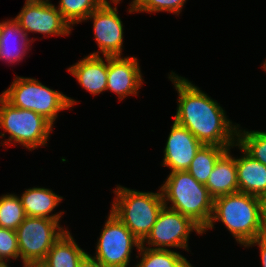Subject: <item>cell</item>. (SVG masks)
Here are the masks:
<instances>
[{"instance_id": "obj_11", "label": "cell", "mask_w": 266, "mask_h": 267, "mask_svg": "<svg viewBox=\"0 0 266 267\" xmlns=\"http://www.w3.org/2000/svg\"><path fill=\"white\" fill-rule=\"evenodd\" d=\"M118 4L120 3L104 2L85 19L86 22L92 20L94 39L99 48L89 55L102 54L103 57L123 55L124 25L118 15Z\"/></svg>"}, {"instance_id": "obj_32", "label": "cell", "mask_w": 266, "mask_h": 267, "mask_svg": "<svg viewBox=\"0 0 266 267\" xmlns=\"http://www.w3.org/2000/svg\"><path fill=\"white\" fill-rule=\"evenodd\" d=\"M104 2H109L108 0H103ZM111 3H120L122 0H110Z\"/></svg>"}, {"instance_id": "obj_1", "label": "cell", "mask_w": 266, "mask_h": 267, "mask_svg": "<svg viewBox=\"0 0 266 267\" xmlns=\"http://www.w3.org/2000/svg\"><path fill=\"white\" fill-rule=\"evenodd\" d=\"M169 73L167 78L178 93L176 113L172 116L174 121L188 129L203 145L226 149L236 145L239 124L228 118L220 103L188 78L175 71Z\"/></svg>"}, {"instance_id": "obj_8", "label": "cell", "mask_w": 266, "mask_h": 267, "mask_svg": "<svg viewBox=\"0 0 266 267\" xmlns=\"http://www.w3.org/2000/svg\"><path fill=\"white\" fill-rule=\"evenodd\" d=\"M106 218L97 238L96 252L94 256L88 255L103 267L131 266V253L134 248L140 249L141 242L111 211Z\"/></svg>"}, {"instance_id": "obj_6", "label": "cell", "mask_w": 266, "mask_h": 267, "mask_svg": "<svg viewBox=\"0 0 266 267\" xmlns=\"http://www.w3.org/2000/svg\"><path fill=\"white\" fill-rule=\"evenodd\" d=\"M1 95L14 107L32 110L53 126L61 111L74 108L79 101L59 90H53L38 79L15 75L11 85Z\"/></svg>"}, {"instance_id": "obj_13", "label": "cell", "mask_w": 266, "mask_h": 267, "mask_svg": "<svg viewBox=\"0 0 266 267\" xmlns=\"http://www.w3.org/2000/svg\"><path fill=\"white\" fill-rule=\"evenodd\" d=\"M202 145L188 129L173 120L160 165L170 169V172L187 171Z\"/></svg>"}, {"instance_id": "obj_4", "label": "cell", "mask_w": 266, "mask_h": 267, "mask_svg": "<svg viewBox=\"0 0 266 267\" xmlns=\"http://www.w3.org/2000/svg\"><path fill=\"white\" fill-rule=\"evenodd\" d=\"M116 186L110 211L142 242L165 206L161 190L145 192L119 184Z\"/></svg>"}, {"instance_id": "obj_31", "label": "cell", "mask_w": 266, "mask_h": 267, "mask_svg": "<svg viewBox=\"0 0 266 267\" xmlns=\"http://www.w3.org/2000/svg\"><path fill=\"white\" fill-rule=\"evenodd\" d=\"M23 267H43L41 264H28L24 265Z\"/></svg>"}, {"instance_id": "obj_10", "label": "cell", "mask_w": 266, "mask_h": 267, "mask_svg": "<svg viewBox=\"0 0 266 267\" xmlns=\"http://www.w3.org/2000/svg\"><path fill=\"white\" fill-rule=\"evenodd\" d=\"M14 19L27 37L31 33L49 36H68L73 30L64 20L51 0H25L24 6Z\"/></svg>"}, {"instance_id": "obj_28", "label": "cell", "mask_w": 266, "mask_h": 267, "mask_svg": "<svg viewBox=\"0 0 266 267\" xmlns=\"http://www.w3.org/2000/svg\"><path fill=\"white\" fill-rule=\"evenodd\" d=\"M79 267H103L98 261L94 260L92 257L87 255L82 262L80 263Z\"/></svg>"}, {"instance_id": "obj_2", "label": "cell", "mask_w": 266, "mask_h": 267, "mask_svg": "<svg viewBox=\"0 0 266 267\" xmlns=\"http://www.w3.org/2000/svg\"><path fill=\"white\" fill-rule=\"evenodd\" d=\"M221 222L240 246L263 235L261 197L236 192L214 199L210 222L203 230H211Z\"/></svg>"}, {"instance_id": "obj_19", "label": "cell", "mask_w": 266, "mask_h": 267, "mask_svg": "<svg viewBox=\"0 0 266 267\" xmlns=\"http://www.w3.org/2000/svg\"><path fill=\"white\" fill-rule=\"evenodd\" d=\"M67 230L51 247L41 263L43 267H79L82 260L89 254L82 249Z\"/></svg>"}, {"instance_id": "obj_7", "label": "cell", "mask_w": 266, "mask_h": 267, "mask_svg": "<svg viewBox=\"0 0 266 267\" xmlns=\"http://www.w3.org/2000/svg\"><path fill=\"white\" fill-rule=\"evenodd\" d=\"M67 230L57 220L26 217L16 229L19 258L23 266L41 264L53 244Z\"/></svg>"}, {"instance_id": "obj_9", "label": "cell", "mask_w": 266, "mask_h": 267, "mask_svg": "<svg viewBox=\"0 0 266 267\" xmlns=\"http://www.w3.org/2000/svg\"><path fill=\"white\" fill-rule=\"evenodd\" d=\"M192 232L203 235V230L189 217L164 206L150 233L141 246L151 249H183L189 252V239Z\"/></svg>"}, {"instance_id": "obj_22", "label": "cell", "mask_w": 266, "mask_h": 267, "mask_svg": "<svg viewBox=\"0 0 266 267\" xmlns=\"http://www.w3.org/2000/svg\"><path fill=\"white\" fill-rule=\"evenodd\" d=\"M103 3V0H59L56 8L73 29L76 24L85 22V19Z\"/></svg>"}, {"instance_id": "obj_24", "label": "cell", "mask_w": 266, "mask_h": 267, "mask_svg": "<svg viewBox=\"0 0 266 267\" xmlns=\"http://www.w3.org/2000/svg\"><path fill=\"white\" fill-rule=\"evenodd\" d=\"M237 144L253 159L266 166V131L237 129Z\"/></svg>"}, {"instance_id": "obj_27", "label": "cell", "mask_w": 266, "mask_h": 267, "mask_svg": "<svg viewBox=\"0 0 266 267\" xmlns=\"http://www.w3.org/2000/svg\"><path fill=\"white\" fill-rule=\"evenodd\" d=\"M257 246L259 247V254L261 260V267H266V236L262 235L253 241L249 242L244 248L249 249L250 247Z\"/></svg>"}, {"instance_id": "obj_21", "label": "cell", "mask_w": 266, "mask_h": 267, "mask_svg": "<svg viewBox=\"0 0 266 267\" xmlns=\"http://www.w3.org/2000/svg\"><path fill=\"white\" fill-rule=\"evenodd\" d=\"M225 147L202 145L187 171L200 183L206 184L218 159L227 151Z\"/></svg>"}, {"instance_id": "obj_30", "label": "cell", "mask_w": 266, "mask_h": 267, "mask_svg": "<svg viewBox=\"0 0 266 267\" xmlns=\"http://www.w3.org/2000/svg\"><path fill=\"white\" fill-rule=\"evenodd\" d=\"M8 263L10 264V262L0 260V267H11Z\"/></svg>"}, {"instance_id": "obj_23", "label": "cell", "mask_w": 266, "mask_h": 267, "mask_svg": "<svg viewBox=\"0 0 266 267\" xmlns=\"http://www.w3.org/2000/svg\"><path fill=\"white\" fill-rule=\"evenodd\" d=\"M19 195L6 193L0 196V227L16 231L26 218Z\"/></svg>"}, {"instance_id": "obj_14", "label": "cell", "mask_w": 266, "mask_h": 267, "mask_svg": "<svg viewBox=\"0 0 266 267\" xmlns=\"http://www.w3.org/2000/svg\"><path fill=\"white\" fill-rule=\"evenodd\" d=\"M104 58V59H103ZM67 71L93 96L106 92L108 57L87 55L70 65Z\"/></svg>"}, {"instance_id": "obj_33", "label": "cell", "mask_w": 266, "mask_h": 267, "mask_svg": "<svg viewBox=\"0 0 266 267\" xmlns=\"http://www.w3.org/2000/svg\"><path fill=\"white\" fill-rule=\"evenodd\" d=\"M263 66H261L262 68H263V70L266 72V59L264 60V62H263V64H262Z\"/></svg>"}, {"instance_id": "obj_20", "label": "cell", "mask_w": 266, "mask_h": 267, "mask_svg": "<svg viewBox=\"0 0 266 267\" xmlns=\"http://www.w3.org/2000/svg\"><path fill=\"white\" fill-rule=\"evenodd\" d=\"M177 252V250L151 249L140 246L132 267H194L187 257ZM140 257V258H139Z\"/></svg>"}, {"instance_id": "obj_3", "label": "cell", "mask_w": 266, "mask_h": 267, "mask_svg": "<svg viewBox=\"0 0 266 267\" xmlns=\"http://www.w3.org/2000/svg\"><path fill=\"white\" fill-rule=\"evenodd\" d=\"M164 205L189 217L202 230L210 222L214 198L205 184L198 182L188 171L170 172L159 186Z\"/></svg>"}, {"instance_id": "obj_12", "label": "cell", "mask_w": 266, "mask_h": 267, "mask_svg": "<svg viewBox=\"0 0 266 267\" xmlns=\"http://www.w3.org/2000/svg\"><path fill=\"white\" fill-rule=\"evenodd\" d=\"M143 84L144 77L137 57H108L106 91L115 93L119 102L128 96H138Z\"/></svg>"}, {"instance_id": "obj_18", "label": "cell", "mask_w": 266, "mask_h": 267, "mask_svg": "<svg viewBox=\"0 0 266 267\" xmlns=\"http://www.w3.org/2000/svg\"><path fill=\"white\" fill-rule=\"evenodd\" d=\"M230 147L217 161L213 171L209 174L207 187L210 195L217 197L239 192L237 181L236 157L232 155Z\"/></svg>"}, {"instance_id": "obj_17", "label": "cell", "mask_w": 266, "mask_h": 267, "mask_svg": "<svg viewBox=\"0 0 266 267\" xmlns=\"http://www.w3.org/2000/svg\"><path fill=\"white\" fill-rule=\"evenodd\" d=\"M235 147L241 152L240 157H236L239 192L262 198L266 195V166L253 159L238 144Z\"/></svg>"}, {"instance_id": "obj_29", "label": "cell", "mask_w": 266, "mask_h": 267, "mask_svg": "<svg viewBox=\"0 0 266 267\" xmlns=\"http://www.w3.org/2000/svg\"><path fill=\"white\" fill-rule=\"evenodd\" d=\"M261 211L263 235L266 236V195L261 198Z\"/></svg>"}, {"instance_id": "obj_5", "label": "cell", "mask_w": 266, "mask_h": 267, "mask_svg": "<svg viewBox=\"0 0 266 267\" xmlns=\"http://www.w3.org/2000/svg\"><path fill=\"white\" fill-rule=\"evenodd\" d=\"M53 125L42 115L32 110L14 107L0 94V132L1 146L8 147L14 144L33 151L49 144ZM6 132V134H5Z\"/></svg>"}, {"instance_id": "obj_26", "label": "cell", "mask_w": 266, "mask_h": 267, "mask_svg": "<svg viewBox=\"0 0 266 267\" xmlns=\"http://www.w3.org/2000/svg\"><path fill=\"white\" fill-rule=\"evenodd\" d=\"M11 259L20 260L17 233L0 227V260L11 263Z\"/></svg>"}, {"instance_id": "obj_16", "label": "cell", "mask_w": 266, "mask_h": 267, "mask_svg": "<svg viewBox=\"0 0 266 267\" xmlns=\"http://www.w3.org/2000/svg\"><path fill=\"white\" fill-rule=\"evenodd\" d=\"M19 197L27 217H45L57 220L61 224L60 221L65 211L55 213L54 209L62 203L63 196L50 188L37 186L26 188Z\"/></svg>"}, {"instance_id": "obj_15", "label": "cell", "mask_w": 266, "mask_h": 267, "mask_svg": "<svg viewBox=\"0 0 266 267\" xmlns=\"http://www.w3.org/2000/svg\"><path fill=\"white\" fill-rule=\"evenodd\" d=\"M35 38L27 37L19 23L14 19L0 22V60L15 64L23 61Z\"/></svg>"}, {"instance_id": "obj_25", "label": "cell", "mask_w": 266, "mask_h": 267, "mask_svg": "<svg viewBox=\"0 0 266 267\" xmlns=\"http://www.w3.org/2000/svg\"><path fill=\"white\" fill-rule=\"evenodd\" d=\"M186 1L188 0H131L127 12L130 14L167 12L178 16Z\"/></svg>"}]
</instances>
